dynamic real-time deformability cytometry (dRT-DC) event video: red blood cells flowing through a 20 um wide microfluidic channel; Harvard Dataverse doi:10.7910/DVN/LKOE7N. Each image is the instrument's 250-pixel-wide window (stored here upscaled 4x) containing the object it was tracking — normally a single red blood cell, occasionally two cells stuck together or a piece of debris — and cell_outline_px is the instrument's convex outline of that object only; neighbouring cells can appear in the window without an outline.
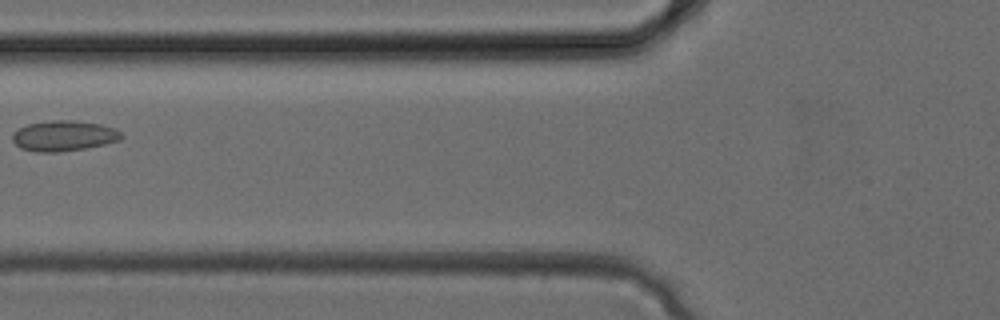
{"species": "common noctule bat (a hibernating species)", "species_latin": "Nyctalus noctula", "temperature_condition": "cold", "stored_images_in_passage": 34, "camera_frame_rate_fps": 3000, "um_per_image_px": 0.085, "animal": {"sex": "female", "body_mass_g": 24.6, "forearm_length_mm": 56.2}, "frame": {"image": 1, "passage_image": 14, "time_ms": 4.333, "image_size_px": [1000, 320], "cell_outline_px": [[124, 136], [120, 140], [104, 144], [84, 148], [56, 152], [36, 152], [20, 148], [12, 140], [12, 136], [20, 128], [28, 124], [52, 120], [72, 120], [100, 124], [116, 128]], "centroid_in_image_um": [5.44, 11.54], "position_along_channel_um": 120.4, "area_um2": 19.19}}
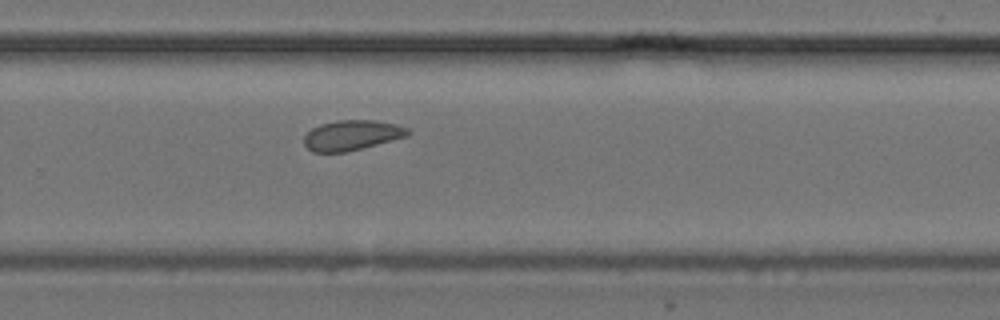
{"frame": {"image": 2, "passage_image": 23, "time_ms": 7.333, "image_size_px": [1000, 320], "cell_outline_px": [[412, 132], [408, 136], [348, 152], [312, 152], [304, 144], [304, 136], [312, 128], [320, 124], [340, 120], [376, 120], [396, 124], [408, 128]], "centroid_in_image_um": [29.93, 11.49], "position_along_channel_um": 299.9, "area_um2": 18.32}}
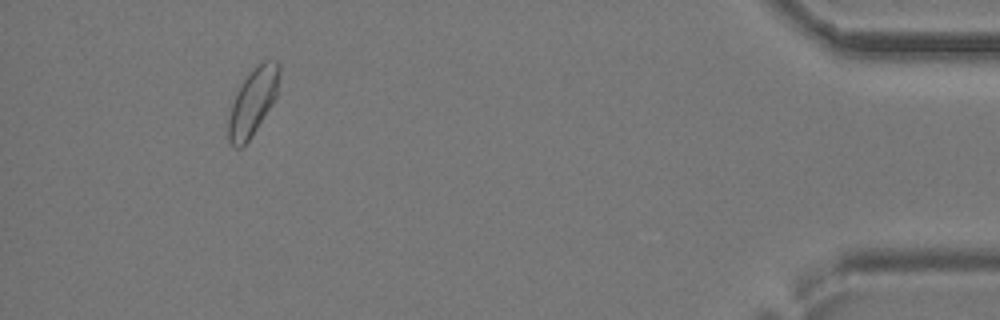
{"frame": {"image": 3, "passage_image": 32, "time_ms": 10.333, "image_size_px": [1000, 320], "cell_outline_px": [[280, 72], [276, 96], [272, 104], [252, 136], [240, 148], [236, 148], [228, 140], [228, 120], [232, 104], [236, 92], [240, 84], [256, 64], [264, 60], [276, 60], [280, 64]], "centroid_in_image_um": [21.5, 8.62], "position_along_channel_um": 413.7, "area_um2": 19.83}}